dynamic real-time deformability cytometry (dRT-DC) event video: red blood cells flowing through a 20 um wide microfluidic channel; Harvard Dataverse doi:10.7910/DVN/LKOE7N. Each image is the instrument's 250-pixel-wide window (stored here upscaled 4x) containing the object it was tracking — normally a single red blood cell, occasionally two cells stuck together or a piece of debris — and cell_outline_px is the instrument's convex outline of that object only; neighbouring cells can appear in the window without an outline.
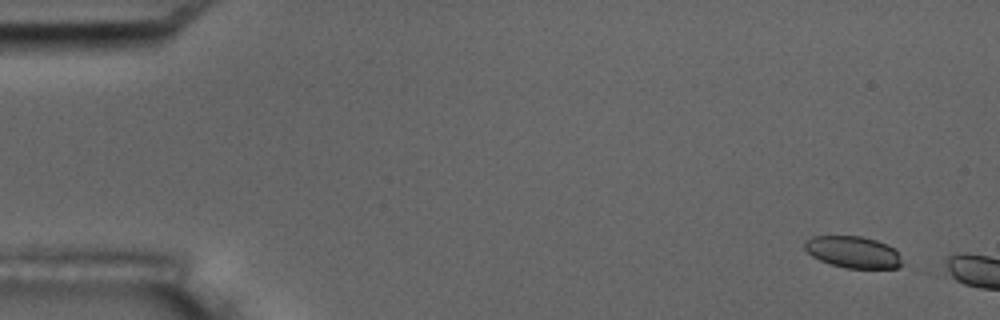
{"species": "common noctule bat (a hibernating species)", "species_latin": "Nyctalus noctula", "temperature_condition": "room temperature", "stored_images_in_passage": 3, "camera_frame_rate_fps": 3000, "um_per_image_px": 0.085, "animal": {"sex": "male", "body_mass_g": 17.5, "forearm_length_mm": 52.3}, "frame": {"image": 1, "passage_image": 1, "time_ms": 0.0, "image_size_px": [1000, 320], "cell_outline_px": [[904, 264], [896, 268], [844, 268], [820, 260], [812, 256], [804, 248], [804, 240], [812, 236], [860, 236], [876, 240], [888, 244], [900, 256]], "centroid_in_image_um": [72.5, 21.42], "position_along_channel_um": 12.5, "area_um2": 18.03}}